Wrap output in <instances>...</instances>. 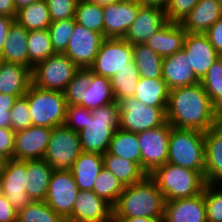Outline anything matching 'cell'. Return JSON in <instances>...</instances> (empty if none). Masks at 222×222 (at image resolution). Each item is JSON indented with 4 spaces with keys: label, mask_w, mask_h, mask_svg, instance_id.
<instances>
[{
    "label": "cell",
    "mask_w": 222,
    "mask_h": 222,
    "mask_svg": "<svg viewBox=\"0 0 222 222\" xmlns=\"http://www.w3.org/2000/svg\"><path fill=\"white\" fill-rule=\"evenodd\" d=\"M167 122L174 128L207 132L221 122L201 83L169 90Z\"/></svg>",
    "instance_id": "cell-1"
},
{
    "label": "cell",
    "mask_w": 222,
    "mask_h": 222,
    "mask_svg": "<svg viewBox=\"0 0 222 222\" xmlns=\"http://www.w3.org/2000/svg\"><path fill=\"white\" fill-rule=\"evenodd\" d=\"M165 202L164 195L147 175L142 181L125 186L113 206V218H163Z\"/></svg>",
    "instance_id": "cell-2"
},
{
    "label": "cell",
    "mask_w": 222,
    "mask_h": 222,
    "mask_svg": "<svg viewBox=\"0 0 222 222\" xmlns=\"http://www.w3.org/2000/svg\"><path fill=\"white\" fill-rule=\"evenodd\" d=\"M164 195L165 201L191 198L202 193L204 177L195 170L165 163L148 175Z\"/></svg>",
    "instance_id": "cell-3"
},
{
    "label": "cell",
    "mask_w": 222,
    "mask_h": 222,
    "mask_svg": "<svg viewBox=\"0 0 222 222\" xmlns=\"http://www.w3.org/2000/svg\"><path fill=\"white\" fill-rule=\"evenodd\" d=\"M119 128L118 103L114 102L92 111L86 127L79 132L83 152L105 154Z\"/></svg>",
    "instance_id": "cell-4"
},
{
    "label": "cell",
    "mask_w": 222,
    "mask_h": 222,
    "mask_svg": "<svg viewBox=\"0 0 222 222\" xmlns=\"http://www.w3.org/2000/svg\"><path fill=\"white\" fill-rule=\"evenodd\" d=\"M205 132L171 126L167 162L198 171L204 177Z\"/></svg>",
    "instance_id": "cell-5"
},
{
    "label": "cell",
    "mask_w": 222,
    "mask_h": 222,
    "mask_svg": "<svg viewBox=\"0 0 222 222\" xmlns=\"http://www.w3.org/2000/svg\"><path fill=\"white\" fill-rule=\"evenodd\" d=\"M25 96L32 125L49 128L64 125L67 110L64 92L45 90L31 83Z\"/></svg>",
    "instance_id": "cell-6"
},
{
    "label": "cell",
    "mask_w": 222,
    "mask_h": 222,
    "mask_svg": "<svg viewBox=\"0 0 222 222\" xmlns=\"http://www.w3.org/2000/svg\"><path fill=\"white\" fill-rule=\"evenodd\" d=\"M119 129L140 133L167 122V107H152L144 105L135 97L122 98L118 102Z\"/></svg>",
    "instance_id": "cell-7"
},
{
    "label": "cell",
    "mask_w": 222,
    "mask_h": 222,
    "mask_svg": "<svg viewBox=\"0 0 222 222\" xmlns=\"http://www.w3.org/2000/svg\"><path fill=\"white\" fill-rule=\"evenodd\" d=\"M78 70L64 53H55L33 67L32 84L45 90L64 92Z\"/></svg>",
    "instance_id": "cell-8"
},
{
    "label": "cell",
    "mask_w": 222,
    "mask_h": 222,
    "mask_svg": "<svg viewBox=\"0 0 222 222\" xmlns=\"http://www.w3.org/2000/svg\"><path fill=\"white\" fill-rule=\"evenodd\" d=\"M81 152L79 132L61 125L52 129L43 159L53 171H68Z\"/></svg>",
    "instance_id": "cell-9"
},
{
    "label": "cell",
    "mask_w": 222,
    "mask_h": 222,
    "mask_svg": "<svg viewBox=\"0 0 222 222\" xmlns=\"http://www.w3.org/2000/svg\"><path fill=\"white\" fill-rule=\"evenodd\" d=\"M133 45L124 38H104L92 66L93 73L111 79L125 67H135Z\"/></svg>",
    "instance_id": "cell-10"
},
{
    "label": "cell",
    "mask_w": 222,
    "mask_h": 222,
    "mask_svg": "<svg viewBox=\"0 0 222 222\" xmlns=\"http://www.w3.org/2000/svg\"><path fill=\"white\" fill-rule=\"evenodd\" d=\"M171 125L166 122L137 134L141 148V168L149 175L155 168L167 163Z\"/></svg>",
    "instance_id": "cell-11"
},
{
    "label": "cell",
    "mask_w": 222,
    "mask_h": 222,
    "mask_svg": "<svg viewBox=\"0 0 222 222\" xmlns=\"http://www.w3.org/2000/svg\"><path fill=\"white\" fill-rule=\"evenodd\" d=\"M78 192L79 188L71 170L53 171L45 202L67 220L72 214Z\"/></svg>",
    "instance_id": "cell-12"
},
{
    "label": "cell",
    "mask_w": 222,
    "mask_h": 222,
    "mask_svg": "<svg viewBox=\"0 0 222 222\" xmlns=\"http://www.w3.org/2000/svg\"><path fill=\"white\" fill-rule=\"evenodd\" d=\"M104 40L101 33L75 23L68 47L64 54L79 68H90Z\"/></svg>",
    "instance_id": "cell-13"
},
{
    "label": "cell",
    "mask_w": 222,
    "mask_h": 222,
    "mask_svg": "<svg viewBox=\"0 0 222 222\" xmlns=\"http://www.w3.org/2000/svg\"><path fill=\"white\" fill-rule=\"evenodd\" d=\"M26 160L7 159L0 174V182L4 195L13 208L19 212L32 200L26 193Z\"/></svg>",
    "instance_id": "cell-14"
},
{
    "label": "cell",
    "mask_w": 222,
    "mask_h": 222,
    "mask_svg": "<svg viewBox=\"0 0 222 222\" xmlns=\"http://www.w3.org/2000/svg\"><path fill=\"white\" fill-rule=\"evenodd\" d=\"M141 6L139 0H122L104 5V38H124Z\"/></svg>",
    "instance_id": "cell-15"
},
{
    "label": "cell",
    "mask_w": 222,
    "mask_h": 222,
    "mask_svg": "<svg viewBox=\"0 0 222 222\" xmlns=\"http://www.w3.org/2000/svg\"><path fill=\"white\" fill-rule=\"evenodd\" d=\"M53 128L34 126L15 132L13 159H43Z\"/></svg>",
    "instance_id": "cell-16"
},
{
    "label": "cell",
    "mask_w": 222,
    "mask_h": 222,
    "mask_svg": "<svg viewBox=\"0 0 222 222\" xmlns=\"http://www.w3.org/2000/svg\"><path fill=\"white\" fill-rule=\"evenodd\" d=\"M67 222H113V207L93 191L77 193L71 216Z\"/></svg>",
    "instance_id": "cell-17"
},
{
    "label": "cell",
    "mask_w": 222,
    "mask_h": 222,
    "mask_svg": "<svg viewBox=\"0 0 222 222\" xmlns=\"http://www.w3.org/2000/svg\"><path fill=\"white\" fill-rule=\"evenodd\" d=\"M187 60L196 77L201 81L211 65L220 57L205 34L187 33L184 45Z\"/></svg>",
    "instance_id": "cell-18"
},
{
    "label": "cell",
    "mask_w": 222,
    "mask_h": 222,
    "mask_svg": "<svg viewBox=\"0 0 222 222\" xmlns=\"http://www.w3.org/2000/svg\"><path fill=\"white\" fill-rule=\"evenodd\" d=\"M167 23L165 11L157 6L142 5L124 39L132 45L145 44Z\"/></svg>",
    "instance_id": "cell-19"
},
{
    "label": "cell",
    "mask_w": 222,
    "mask_h": 222,
    "mask_svg": "<svg viewBox=\"0 0 222 222\" xmlns=\"http://www.w3.org/2000/svg\"><path fill=\"white\" fill-rule=\"evenodd\" d=\"M186 58L187 53L184 49L163 57L162 78L169 90L200 83Z\"/></svg>",
    "instance_id": "cell-20"
},
{
    "label": "cell",
    "mask_w": 222,
    "mask_h": 222,
    "mask_svg": "<svg viewBox=\"0 0 222 222\" xmlns=\"http://www.w3.org/2000/svg\"><path fill=\"white\" fill-rule=\"evenodd\" d=\"M166 222H207L204 193L184 199L165 202Z\"/></svg>",
    "instance_id": "cell-21"
},
{
    "label": "cell",
    "mask_w": 222,
    "mask_h": 222,
    "mask_svg": "<svg viewBox=\"0 0 222 222\" xmlns=\"http://www.w3.org/2000/svg\"><path fill=\"white\" fill-rule=\"evenodd\" d=\"M204 180L206 184L222 182V121L204 134Z\"/></svg>",
    "instance_id": "cell-22"
},
{
    "label": "cell",
    "mask_w": 222,
    "mask_h": 222,
    "mask_svg": "<svg viewBox=\"0 0 222 222\" xmlns=\"http://www.w3.org/2000/svg\"><path fill=\"white\" fill-rule=\"evenodd\" d=\"M221 16V2L218 0H200L180 24L187 33L205 34Z\"/></svg>",
    "instance_id": "cell-23"
},
{
    "label": "cell",
    "mask_w": 222,
    "mask_h": 222,
    "mask_svg": "<svg viewBox=\"0 0 222 222\" xmlns=\"http://www.w3.org/2000/svg\"><path fill=\"white\" fill-rule=\"evenodd\" d=\"M32 83L31 69L0 60V93L24 96Z\"/></svg>",
    "instance_id": "cell-24"
},
{
    "label": "cell",
    "mask_w": 222,
    "mask_h": 222,
    "mask_svg": "<svg viewBox=\"0 0 222 222\" xmlns=\"http://www.w3.org/2000/svg\"><path fill=\"white\" fill-rule=\"evenodd\" d=\"M53 169L44 159L26 160V193L32 201H45Z\"/></svg>",
    "instance_id": "cell-25"
},
{
    "label": "cell",
    "mask_w": 222,
    "mask_h": 222,
    "mask_svg": "<svg viewBox=\"0 0 222 222\" xmlns=\"http://www.w3.org/2000/svg\"><path fill=\"white\" fill-rule=\"evenodd\" d=\"M186 34L180 23L167 22L145 44L161 57H166L183 49Z\"/></svg>",
    "instance_id": "cell-26"
},
{
    "label": "cell",
    "mask_w": 222,
    "mask_h": 222,
    "mask_svg": "<svg viewBox=\"0 0 222 222\" xmlns=\"http://www.w3.org/2000/svg\"><path fill=\"white\" fill-rule=\"evenodd\" d=\"M28 33L29 31L14 21L9 28L0 60L29 68Z\"/></svg>",
    "instance_id": "cell-27"
},
{
    "label": "cell",
    "mask_w": 222,
    "mask_h": 222,
    "mask_svg": "<svg viewBox=\"0 0 222 222\" xmlns=\"http://www.w3.org/2000/svg\"><path fill=\"white\" fill-rule=\"evenodd\" d=\"M103 168V155L82 151L73 163L71 169L79 191H93L96 178Z\"/></svg>",
    "instance_id": "cell-28"
},
{
    "label": "cell",
    "mask_w": 222,
    "mask_h": 222,
    "mask_svg": "<svg viewBox=\"0 0 222 222\" xmlns=\"http://www.w3.org/2000/svg\"><path fill=\"white\" fill-rule=\"evenodd\" d=\"M103 162L104 168L111 171L124 186L138 183L147 176L138 164L108 152L103 154Z\"/></svg>",
    "instance_id": "cell-29"
},
{
    "label": "cell",
    "mask_w": 222,
    "mask_h": 222,
    "mask_svg": "<svg viewBox=\"0 0 222 222\" xmlns=\"http://www.w3.org/2000/svg\"><path fill=\"white\" fill-rule=\"evenodd\" d=\"M134 97L147 106L167 107L169 89L163 78L140 77Z\"/></svg>",
    "instance_id": "cell-30"
},
{
    "label": "cell",
    "mask_w": 222,
    "mask_h": 222,
    "mask_svg": "<svg viewBox=\"0 0 222 222\" xmlns=\"http://www.w3.org/2000/svg\"><path fill=\"white\" fill-rule=\"evenodd\" d=\"M114 102L116 101L112 90L111 80L93 73L91 84L84 93V100L79 106H83L93 111Z\"/></svg>",
    "instance_id": "cell-31"
},
{
    "label": "cell",
    "mask_w": 222,
    "mask_h": 222,
    "mask_svg": "<svg viewBox=\"0 0 222 222\" xmlns=\"http://www.w3.org/2000/svg\"><path fill=\"white\" fill-rule=\"evenodd\" d=\"M15 21L27 31L48 29L52 23L45 0H38L18 10Z\"/></svg>",
    "instance_id": "cell-32"
},
{
    "label": "cell",
    "mask_w": 222,
    "mask_h": 222,
    "mask_svg": "<svg viewBox=\"0 0 222 222\" xmlns=\"http://www.w3.org/2000/svg\"><path fill=\"white\" fill-rule=\"evenodd\" d=\"M133 61L140 77L147 79L162 78L163 57L146 44L133 45Z\"/></svg>",
    "instance_id": "cell-33"
},
{
    "label": "cell",
    "mask_w": 222,
    "mask_h": 222,
    "mask_svg": "<svg viewBox=\"0 0 222 222\" xmlns=\"http://www.w3.org/2000/svg\"><path fill=\"white\" fill-rule=\"evenodd\" d=\"M109 154L128 159L141 167V148L137 133L117 129L110 141Z\"/></svg>",
    "instance_id": "cell-34"
},
{
    "label": "cell",
    "mask_w": 222,
    "mask_h": 222,
    "mask_svg": "<svg viewBox=\"0 0 222 222\" xmlns=\"http://www.w3.org/2000/svg\"><path fill=\"white\" fill-rule=\"evenodd\" d=\"M29 68L55 54L48 29L29 31L28 33Z\"/></svg>",
    "instance_id": "cell-35"
},
{
    "label": "cell",
    "mask_w": 222,
    "mask_h": 222,
    "mask_svg": "<svg viewBox=\"0 0 222 222\" xmlns=\"http://www.w3.org/2000/svg\"><path fill=\"white\" fill-rule=\"evenodd\" d=\"M77 24L104 36L103 6L87 0H79L75 11Z\"/></svg>",
    "instance_id": "cell-36"
},
{
    "label": "cell",
    "mask_w": 222,
    "mask_h": 222,
    "mask_svg": "<svg viewBox=\"0 0 222 222\" xmlns=\"http://www.w3.org/2000/svg\"><path fill=\"white\" fill-rule=\"evenodd\" d=\"M140 79L137 67H125L117 71L110 79L115 101L122 98L134 97Z\"/></svg>",
    "instance_id": "cell-37"
},
{
    "label": "cell",
    "mask_w": 222,
    "mask_h": 222,
    "mask_svg": "<svg viewBox=\"0 0 222 222\" xmlns=\"http://www.w3.org/2000/svg\"><path fill=\"white\" fill-rule=\"evenodd\" d=\"M125 186L115 177V175L103 168L96 178L93 186V192L103 198L112 207L116 204L119 195L123 192Z\"/></svg>",
    "instance_id": "cell-38"
},
{
    "label": "cell",
    "mask_w": 222,
    "mask_h": 222,
    "mask_svg": "<svg viewBox=\"0 0 222 222\" xmlns=\"http://www.w3.org/2000/svg\"><path fill=\"white\" fill-rule=\"evenodd\" d=\"M200 83L212 104L222 114V56L211 65Z\"/></svg>",
    "instance_id": "cell-39"
},
{
    "label": "cell",
    "mask_w": 222,
    "mask_h": 222,
    "mask_svg": "<svg viewBox=\"0 0 222 222\" xmlns=\"http://www.w3.org/2000/svg\"><path fill=\"white\" fill-rule=\"evenodd\" d=\"M17 222H67L45 201H32L17 215Z\"/></svg>",
    "instance_id": "cell-40"
},
{
    "label": "cell",
    "mask_w": 222,
    "mask_h": 222,
    "mask_svg": "<svg viewBox=\"0 0 222 222\" xmlns=\"http://www.w3.org/2000/svg\"><path fill=\"white\" fill-rule=\"evenodd\" d=\"M92 76L93 72L89 68H82L76 72L64 91L67 105H79L84 100V93L91 84Z\"/></svg>",
    "instance_id": "cell-41"
},
{
    "label": "cell",
    "mask_w": 222,
    "mask_h": 222,
    "mask_svg": "<svg viewBox=\"0 0 222 222\" xmlns=\"http://www.w3.org/2000/svg\"><path fill=\"white\" fill-rule=\"evenodd\" d=\"M75 23V18H69L52 22L49 25L48 31L55 53H64L66 51Z\"/></svg>",
    "instance_id": "cell-42"
},
{
    "label": "cell",
    "mask_w": 222,
    "mask_h": 222,
    "mask_svg": "<svg viewBox=\"0 0 222 222\" xmlns=\"http://www.w3.org/2000/svg\"><path fill=\"white\" fill-rule=\"evenodd\" d=\"M207 222H222V189L217 184H205L203 191Z\"/></svg>",
    "instance_id": "cell-43"
},
{
    "label": "cell",
    "mask_w": 222,
    "mask_h": 222,
    "mask_svg": "<svg viewBox=\"0 0 222 222\" xmlns=\"http://www.w3.org/2000/svg\"><path fill=\"white\" fill-rule=\"evenodd\" d=\"M11 129L14 132L25 130L32 126V119L28 107L27 97H19L10 110Z\"/></svg>",
    "instance_id": "cell-44"
},
{
    "label": "cell",
    "mask_w": 222,
    "mask_h": 222,
    "mask_svg": "<svg viewBox=\"0 0 222 222\" xmlns=\"http://www.w3.org/2000/svg\"><path fill=\"white\" fill-rule=\"evenodd\" d=\"M200 0H169L165 8L167 22L181 23Z\"/></svg>",
    "instance_id": "cell-45"
},
{
    "label": "cell",
    "mask_w": 222,
    "mask_h": 222,
    "mask_svg": "<svg viewBox=\"0 0 222 222\" xmlns=\"http://www.w3.org/2000/svg\"><path fill=\"white\" fill-rule=\"evenodd\" d=\"M92 111L79 105H67L64 125L75 132H80L86 127Z\"/></svg>",
    "instance_id": "cell-46"
},
{
    "label": "cell",
    "mask_w": 222,
    "mask_h": 222,
    "mask_svg": "<svg viewBox=\"0 0 222 222\" xmlns=\"http://www.w3.org/2000/svg\"><path fill=\"white\" fill-rule=\"evenodd\" d=\"M49 9L51 21L65 20L75 17L79 0H45Z\"/></svg>",
    "instance_id": "cell-47"
},
{
    "label": "cell",
    "mask_w": 222,
    "mask_h": 222,
    "mask_svg": "<svg viewBox=\"0 0 222 222\" xmlns=\"http://www.w3.org/2000/svg\"><path fill=\"white\" fill-rule=\"evenodd\" d=\"M19 97L0 93V128H11L10 110Z\"/></svg>",
    "instance_id": "cell-48"
},
{
    "label": "cell",
    "mask_w": 222,
    "mask_h": 222,
    "mask_svg": "<svg viewBox=\"0 0 222 222\" xmlns=\"http://www.w3.org/2000/svg\"><path fill=\"white\" fill-rule=\"evenodd\" d=\"M15 132L11 128H0V154L13 159Z\"/></svg>",
    "instance_id": "cell-49"
},
{
    "label": "cell",
    "mask_w": 222,
    "mask_h": 222,
    "mask_svg": "<svg viewBox=\"0 0 222 222\" xmlns=\"http://www.w3.org/2000/svg\"><path fill=\"white\" fill-rule=\"evenodd\" d=\"M208 40L222 56V16L205 32Z\"/></svg>",
    "instance_id": "cell-50"
},
{
    "label": "cell",
    "mask_w": 222,
    "mask_h": 222,
    "mask_svg": "<svg viewBox=\"0 0 222 222\" xmlns=\"http://www.w3.org/2000/svg\"><path fill=\"white\" fill-rule=\"evenodd\" d=\"M18 212L13 208L5 195L0 198V222H17Z\"/></svg>",
    "instance_id": "cell-51"
},
{
    "label": "cell",
    "mask_w": 222,
    "mask_h": 222,
    "mask_svg": "<svg viewBox=\"0 0 222 222\" xmlns=\"http://www.w3.org/2000/svg\"><path fill=\"white\" fill-rule=\"evenodd\" d=\"M15 18L8 16H0V56L2 55V50L4 47L5 40L8 36V31Z\"/></svg>",
    "instance_id": "cell-52"
},
{
    "label": "cell",
    "mask_w": 222,
    "mask_h": 222,
    "mask_svg": "<svg viewBox=\"0 0 222 222\" xmlns=\"http://www.w3.org/2000/svg\"><path fill=\"white\" fill-rule=\"evenodd\" d=\"M16 14L14 0H0V16L15 18Z\"/></svg>",
    "instance_id": "cell-53"
},
{
    "label": "cell",
    "mask_w": 222,
    "mask_h": 222,
    "mask_svg": "<svg viewBox=\"0 0 222 222\" xmlns=\"http://www.w3.org/2000/svg\"><path fill=\"white\" fill-rule=\"evenodd\" d=\"M163 218H146V217H130V218H113V222H156Z\"/></svg>",
    "instance_id": "cell-54"
},
{
    "label": "cell",
    "mask_w": 222,
    "mask_h": 222,
    "mask_svg": "<svg viewBox=\"0 0 222 222\" xmlns=\"http://www.w3.org/2000/svg\"><path fill=\"white\" fill-rule=\"evenodd\" d=\"M142 5L145 6H157L165 10L167 7L169 0H139Z\"/></svg>",
    "instance_id": "cell-55"
},
{
    "label": "cell",
    "mask_w": 222,
    "mask_h": 222,
    "mask_svg": "<svg viewBox=\"0 0 222 222\" xmlns=\"http://www.w3.org/2000/svg\"><path fill=\"white\" fill-rule=\"evenodd\" d=\"M38 0H14V4L16 7V10H20L23 7H26L32 3H35Z\"/></svg>",
    "instance_id": "cell-56"
},
{
    "label": "cell",
    "mask_w": 222,
    "mask_h": 222,
    "mask_svg": "<svg viewBox=\"0 0 222 222\" xmlns=\"http://www.w3.org/2000/svg\"><path fill=\"white\" fill-rule=\"evenodd\" d=\"M87 1L104 6V5H109L112 3L120 2L122 0H87Z\"/></svg>",
    "instance_id": "cell-57"
},
{
    "label": "cell",
    "mask_w": 222,
    "mask_h": 222,
    "mask_svg": "<svg viewBox=\"0 0 222 222\" xmlns=\"http://www.w3.org/2000/svg\"><path fill=\"white\" fill-rule=\"evenodd\" d=\"M6 160L7 159L0 154V174L3 171Z\"/></svg>",
    "instance_id": "cell-58"
},
{
    "label": "cell",
    "mask_w": 222,
    "mask_h": 222,
    "mask_svg": "<svg viewBox=\"0 0 222 222\" xmlns=\"http://www.w3.org/2000/svg\"><path fill=\"white\" fill-rule=\"evenodd\" d=\"M4 196V191L2 189V185H1V182H0V198Z\"/></svg>",
    "instance_id": "cell-59"
},
{
    "label": "cell",
    "mask_w": 222,
    "mask_h": 222,
    "mask_svg": "<svg viewBox=\"0 0 222 222\" xmlns=\"http://www.w3.org/2000/svg\"><path fill=\"white\" fill-rule=\"evenodd\" d=\"M156 222H166L164 219L157 220Z\"/></svg>",
    "instance_id": "cell-60"
},
{
    "label": "cell",
    "mask_w": 222,
    "mask_h": 222,
    "mask_svg": "<svg viewBox=\"0 0 222 222\" xmlns=\"http://www.w3.org/2000/svg\"><path fill=\"white\" fill-rule=\"evenodd\" d=\"M222 189V182L217 184Z\"/></svg>",
    "instance_id": "cell-61"
}]
</instances>
